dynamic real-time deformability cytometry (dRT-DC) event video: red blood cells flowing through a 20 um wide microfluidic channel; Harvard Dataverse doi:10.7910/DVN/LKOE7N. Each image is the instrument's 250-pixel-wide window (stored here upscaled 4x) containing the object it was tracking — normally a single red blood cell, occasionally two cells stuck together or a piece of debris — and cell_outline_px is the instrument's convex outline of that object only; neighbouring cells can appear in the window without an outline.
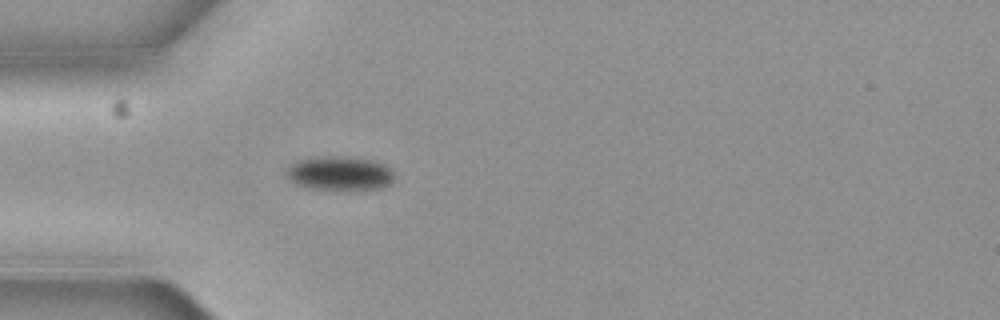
{"species": "common noctule bat (a hibernating species)", "species_latin": "Nyctalus noctula", "temperature_condition": "cold", "stored_images_in_passage": 4, "camera_frame_rate_fps": 3000, "um_per_image_px": 0.085, "animal": {"sex": "female", "body_mass_g": 19.3, "forearm_length_mm": 54.1}, "frame": {"image": 1, "passage_image": 4, "time_ms": 1.0, "image_size_px": [1000, 320], "cell_outline_px": [[396, 176], [392, 184], [384, 188], [348, 192], [308, 188], [296, 184], [284, 172], [284, 168], [288, 164], [296, 160], [324, 156], [340, 156], [372, 160], [384, 164], [392, 168]], "centroid_in_image_um": [28.91, 14.77], "position_along_channel_um": 56.1, "area_um2": 22.54}}